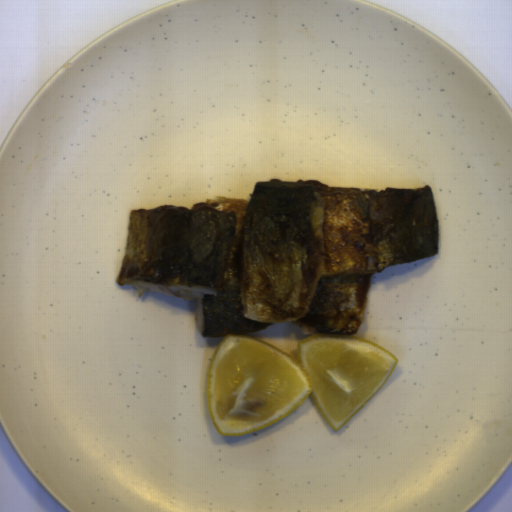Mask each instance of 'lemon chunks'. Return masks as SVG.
I'll use <instances>...</instances> for the list:
<instances>
[{
  "instance_id": "lemon-chunks-1",
  "label": "lemon chunks",
  "mask_w": 512,
  "mask_h": 512,
  "mask_svg": "<svg viewBox=\"0 0 512 512\" xmlns=\"http://www.w3.org/2000/svg\"><path fill=\"white\" fill-rule=\"evenodd\" d=\"M397 363L383 346L350 335L300 339L295 359L257 336L227 333L207 371L208 415L219 435H248L310 396L336 431L380 391Z\"/></svg>"
}]
</instances>
